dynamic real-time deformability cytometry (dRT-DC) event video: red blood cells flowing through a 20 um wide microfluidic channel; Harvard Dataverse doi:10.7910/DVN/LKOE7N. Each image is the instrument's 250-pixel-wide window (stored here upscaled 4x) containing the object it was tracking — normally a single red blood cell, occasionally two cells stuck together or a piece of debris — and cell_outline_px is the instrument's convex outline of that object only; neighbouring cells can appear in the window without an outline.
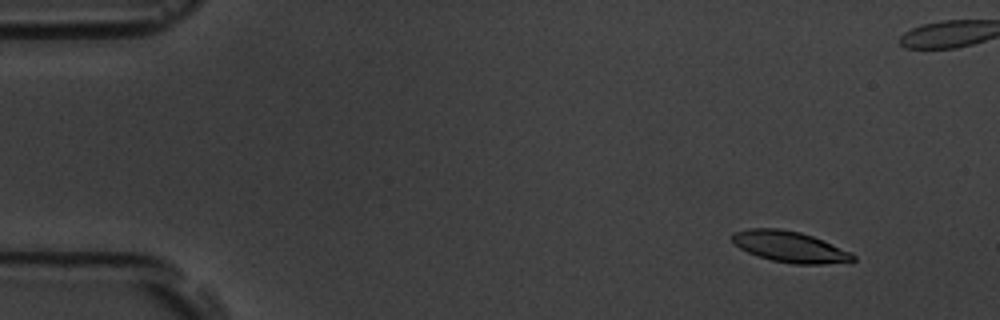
{"species": "common noctule bat (a hibernating species)", "species_latin": "Nyctalus noctula", "temperature_condition": "room temperature", "stored_images_in_passage": 56, "camera_frame_rate_fps": 3000, "um_per_image_px": 0.085, "animal": {"sex": "male", "body_mass_g": 19.5, "forearm_length_mm": 54.6}, "frame": {"image": 1, "passage_image": 6, "time_ms": 1.667, "image_size_px": [1000, 320], "cell_outline_px": [[856, 260], [824, 264], [796, 264], [772, 260], [748, 252], [740, 248], [732, 240], [732, 232], [748, 228], [780, 228], [800, 232], [812, 236], [852, 252], [856, 256]], "centroid_in_image_um": [67.14, 20.96], "position_along_channel_um": 17.9, "area_um2": 21.68}}
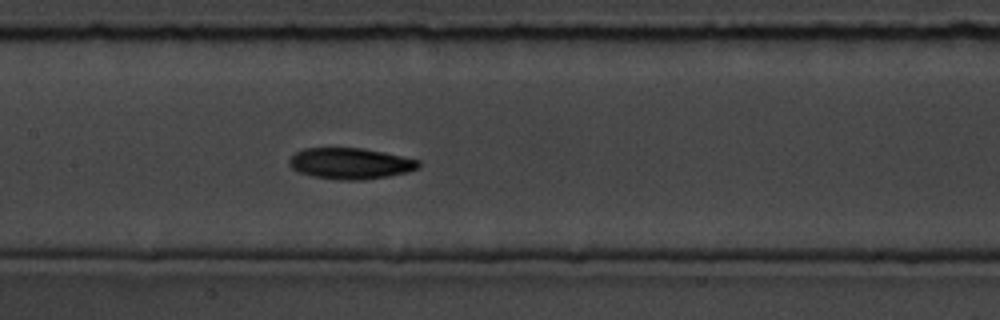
{"frame": {"image": 2, "passage_image": 27, "time_ms": 8.667, "image_size_px": [1000, 320], "cell_outline_px": [[420, 164], [416, 168], [408, 172], [388, 176], [364, 180], [336, 180], [312, 176], [296, 172], [288, 164], [288, 160], [296, 152], [304, 148], [360, 148], [384, 152], [420, 160]], "centroid_in_image_um": [29.75, 13.9], "position_along_channel_um": 177.7, "area_um2": 23.58}}
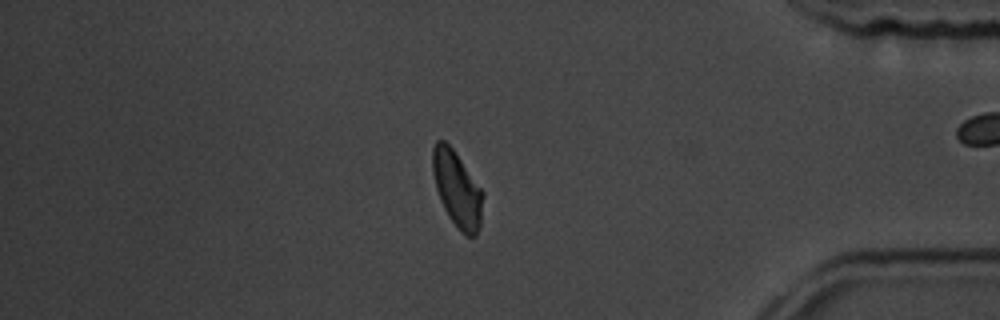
{"frame": {"image": 3, "passage_image": 47, "time_ms": 15.333, "image_size_px": [1000, 320], "cell_outline_px": [[484, 196], [480, 224], [476, 236], [464, 236], [460, 232], [448, 216], [440, 200], [436, 188], [432, 172], [432, 148], [436, 140], [444, 140], [452, 148], [484, 192]], "centroid_in_image_um": [38.85, 16.09], "position_along_channel_um": 396.4, "area_um2": 22.31}, "authors_computed_cell_mechanics": {"area_um2": 22.0507, "velocity_mm_per_s": 3.7479, "shape_relaxation_time_tau1_ms": 1.9652, "shape_relaxation_time_tau2_ms": 7.1521, "deformation_change_tau1": 0.1312, "deformation_change_tau2": 0.1271}}